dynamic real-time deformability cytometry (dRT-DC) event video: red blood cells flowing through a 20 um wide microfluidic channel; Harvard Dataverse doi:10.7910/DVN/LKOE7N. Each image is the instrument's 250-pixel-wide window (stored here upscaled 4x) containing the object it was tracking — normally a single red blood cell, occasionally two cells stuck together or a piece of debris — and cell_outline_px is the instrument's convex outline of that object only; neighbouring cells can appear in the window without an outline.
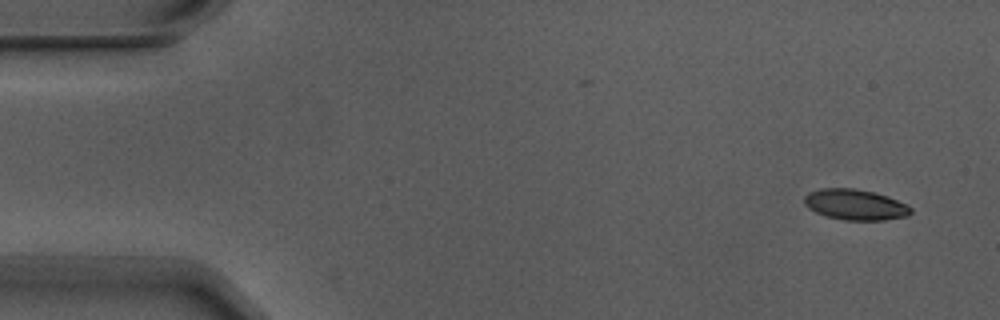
{"species": "Egyptian fruit bat (a non-hibernating species)", "species_latin": "Rousettus aegyptiacus", "temperature_condition": "warm", "stored_images_in_passage": 8, "camera_frame_rate_fps": 3000, "um_per_image_px": 0.085, "animal": {"sex": "male"}, "frame": {"image": 1, "passage_image": 1, "time_ms": 0.0, "image_size_px": [1000, 320], "cell_outline_px": [[912, 212], [908, 216], [884, 220], [844, 220], [828, 216], [816, 212], [808, 208], [804, 204], [804, 196], [808, 192], [820, 188], [852, 188], [872, 192], [888, 196], [912, 208]], "centroid_in_image_um": [72.67, 17.39], "position_along_channel_um": 12.3, "area_um2": 18.96}}
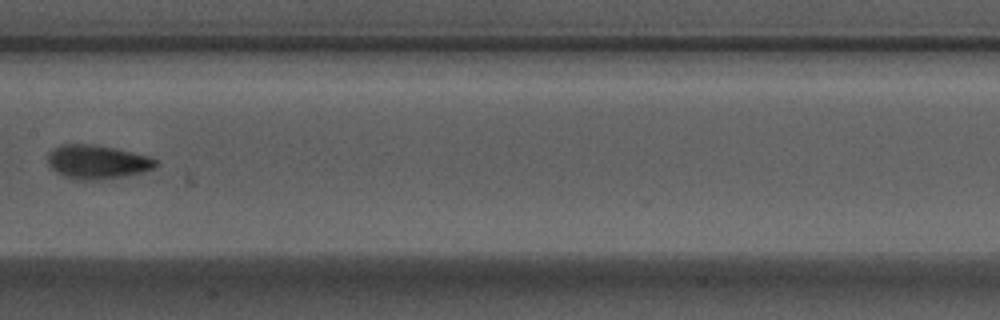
{"frame": {"image": 2, "passage_image": 7, "time_ms": 2.0, "image_size_px": [1000, 320], "cell_outline_px": [[160, 164], [144, 172], [100, 180], [80, 180], [64, 176], [56, 172], [48, 164], [48, 152], [52, 148], [60, 144], [96, 144], [116, 148], [152, 156]], "centroid_in_image_um": [8.27, 13.75], "position_along_channel_um": 199.1, "area_um2": 21.62}}
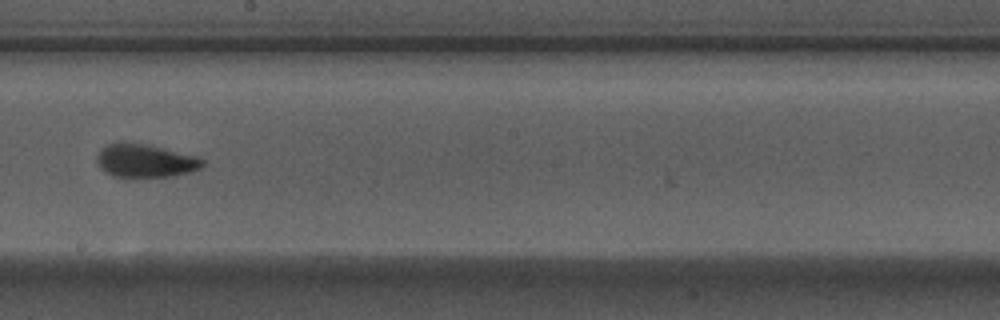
{"frame": {"image": 3, "passage_image": 8, "time_ms": 2.333, "image_size_px": [1000, 320], "cell_outline_px": [[204, 164], [200, 168], [192, 172], [172, 176], [136, 180], [124, 180], [112, 176], [104, 172], [100, 168], [96, 160], [96, 156], [100, 148], [108, 144], [124, 140], [144, 144], [196, 156], [204, 160]], "centroid_in_image_um": [12.26, 13.71], "position_along_channel_um": 235.9, "area_um2": 21.56}}